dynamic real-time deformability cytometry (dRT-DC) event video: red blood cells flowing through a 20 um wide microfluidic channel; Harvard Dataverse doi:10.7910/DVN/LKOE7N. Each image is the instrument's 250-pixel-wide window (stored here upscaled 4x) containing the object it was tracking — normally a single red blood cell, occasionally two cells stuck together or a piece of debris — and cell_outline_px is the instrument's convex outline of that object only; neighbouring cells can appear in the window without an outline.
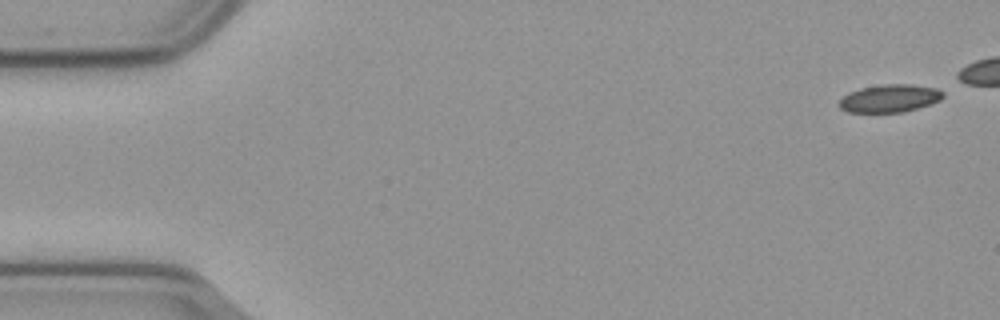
{"species": "common noctule bat (a hibernating species)", "species_latin": "Nyctalus noctula", "temperature_condition": "cold", "stored_images_in_passage": 9, "camera_frame_rate_fps": 3000, "um_per_image_px": 0.085, "animal": {"sex": "male", "body_mass_g": 23.1, "forearm_length_mm": 52.7}, "frame": {"image": 1, "passage_image": 1, "time_ms": 0.0, "image_size_px": [1000, 320], "cell_outline_px": [[944, 96], [940, 100], [904, 112], [848, 112], [840, 108], [836, 104], [848, 92], [860, 88], [884, 84], [912, 84], [936, 88], [944, 92]], "centroid_in_image_um": [75.6, 8.35], "position_along_channel_um": 9.4, "area_um2": 16.82}}